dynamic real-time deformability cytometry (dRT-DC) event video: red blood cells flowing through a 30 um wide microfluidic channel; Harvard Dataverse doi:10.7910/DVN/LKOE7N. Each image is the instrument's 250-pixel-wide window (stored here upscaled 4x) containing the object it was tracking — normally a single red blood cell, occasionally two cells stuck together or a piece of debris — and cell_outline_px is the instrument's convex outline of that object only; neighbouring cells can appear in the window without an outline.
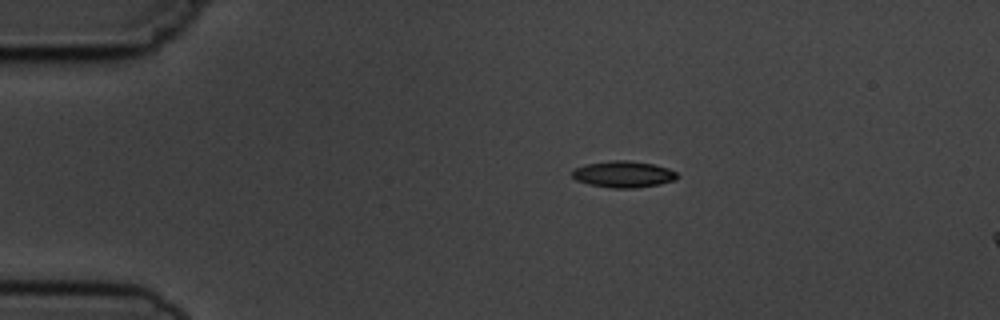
{"species": "common noctule bat (a hibernating species)", "species_latin": "Nyctalus noctula", "temperature_condition": "cold", "stored_images_in_passage": 3, "camera_frame_rate_fps": 3000, "um_per_image_px": 0.085, "animal": {"sex": "male", "body_mass_g": 19.5, "forearm_length_mm": 54.6}, "frame": {"image": 1, "passage_image": 1, "time_ms": 0.0, "image_size_px": [1000, 320], "cell_outline_px": [[680, 176], [676, 180], [660, 184], [636, 188], [612, 188], [588, 184], [576, 180], [572, 176], [572, 168], [588, 164], [612, 160], [628, 160], [652, 164], [668, 168], [676, 172]], "centroid_in_image_um": [53.0, 14.81], "position_along_channel_um": 32.0, "area_um2": 16.3}}